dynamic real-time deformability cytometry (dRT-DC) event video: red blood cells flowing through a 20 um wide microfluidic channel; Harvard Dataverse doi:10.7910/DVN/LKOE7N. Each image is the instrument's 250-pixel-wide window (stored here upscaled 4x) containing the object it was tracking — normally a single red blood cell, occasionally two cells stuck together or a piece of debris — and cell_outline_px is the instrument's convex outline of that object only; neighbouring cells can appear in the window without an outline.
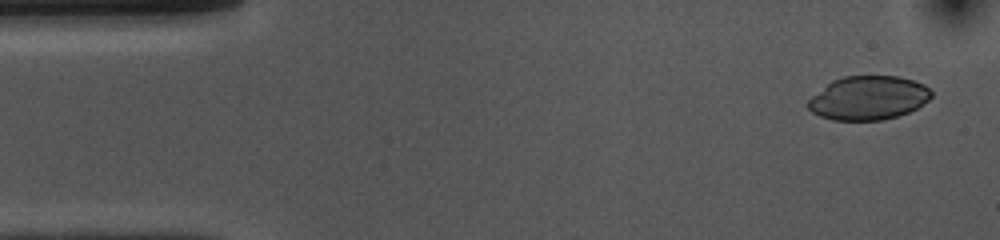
{"species": "common noctule bat (a hibernating species)", "species_latin": "Nyctalus noctula", "temperature_condition": "cold", "stored_images_in_passage": 50, "camera_frame_rate_fps": 3000, "um_per_image_px": 0.085, "animal": {"sex": "female", "body_mass_g": 10.0, "forearm_length_mm": 53.1}, "frame": {"image": 1, "passage_image": 1, "time_ms": 0.0, "image_size_px": [1000, 240], "cell_outline_px": [[932, 96], [928, 100], [916, 108], [908, 112], [896, 116], [880, 120], [832, 120], [820, 116], [812, 112], [808, 108], [808, 100], [812, 96], [832, 80], [844, 76], [900, 76], [924, 84], [932, 92]], "centroid_in_image_um": [73.8, 8.32], "position_along_channel_um": 11.2, "area_um2": 31.33}}